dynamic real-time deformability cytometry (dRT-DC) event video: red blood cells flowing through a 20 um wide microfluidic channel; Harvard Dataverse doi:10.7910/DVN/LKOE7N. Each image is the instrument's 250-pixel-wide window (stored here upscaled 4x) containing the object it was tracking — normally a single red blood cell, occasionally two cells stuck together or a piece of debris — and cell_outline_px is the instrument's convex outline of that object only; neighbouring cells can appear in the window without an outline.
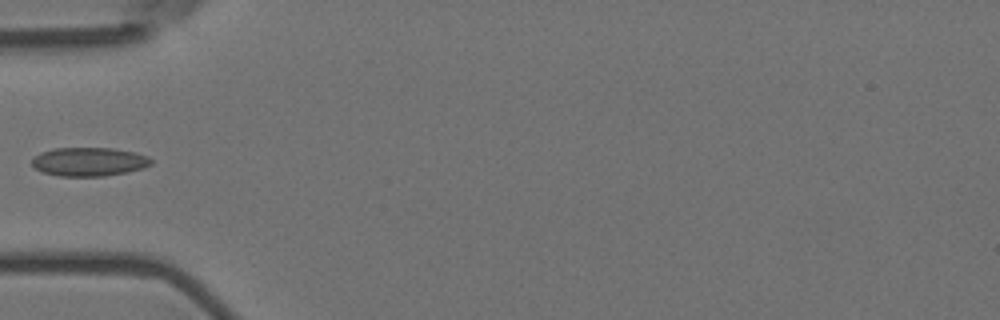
{"species": "Egyptian fruit bat (a non-hibernating species)", "species_latin": "Rousettus aegyptiacus", "temperature_condition": "room temperature", "stored_images_in_passage": 6, "camera_frame_rate_fps": 3000, "um_per_image_px": 0.085, "animal": {"sex": "female"}, "frame": {"image": 1, "passage_image": 5, "time_ms": 1.333, "image_size_px": [1000, 320], "cell_outline_px": [[152, 164], [144, 168], [128, 172], [104, 176], [60, 176], [44, 172], [36, 168], [32, 164], [32, 160], [40, 152], [52, 148], [116, 148], [136, 152], [148, 156], [152, 160]], "centroid_in_image_um": [7.62, 13.74], "position_along_channel_um": 77.4, "area_um2": 20.06}}
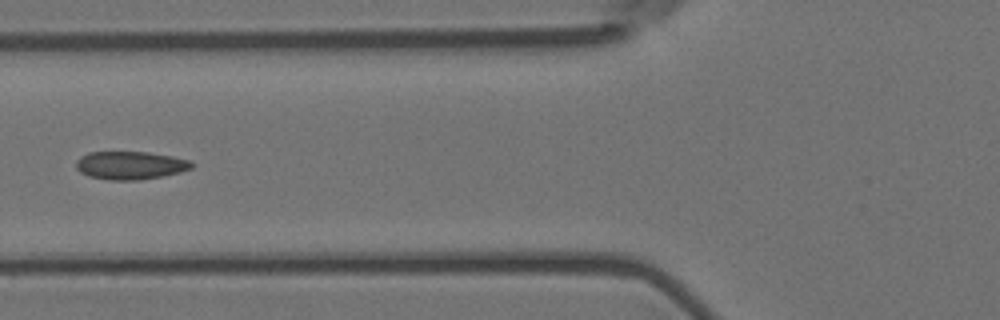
{"frame": {"image": 2, "passage_image": 6, "time_ms": 1.667, "image_size_px": [1000, 320], "cell_outline_px": [[196, 164], [192, 168], [180, 172], [164, 176], [140, 180], [108, 180], [88, 176], [80, 172], [76, 168], [76, 160], [80, 156], [88, 152], [148, 152], [172, 156], [188, 160]], "centroid_in_image_um": [11.07, 14.06], "position_along_channel_um": 114.7, "area_um2": 19.13}}